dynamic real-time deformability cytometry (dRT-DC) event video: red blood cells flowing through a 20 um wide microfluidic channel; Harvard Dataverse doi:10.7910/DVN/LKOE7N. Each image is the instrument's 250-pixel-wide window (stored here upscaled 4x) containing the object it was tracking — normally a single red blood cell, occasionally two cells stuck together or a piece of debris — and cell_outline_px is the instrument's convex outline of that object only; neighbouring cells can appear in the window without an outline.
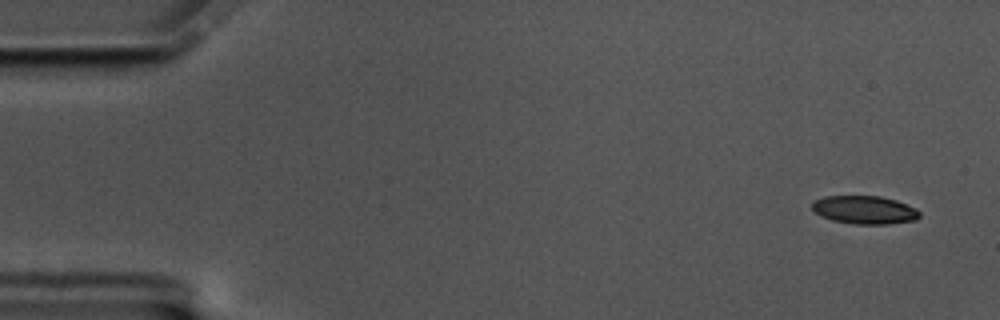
{"species": "common noctule bat (a hibernating species)", "species_latin": "Nyctalus noctula", "temperature_condition": "cold", "stored_images_in_passage": 58, "camera_frame_rate_fps": 3000, "um_per_image_px": 0.085, "animal": {"sex": "male", "body_mass_g": 17.5, "forearm_length_mm": 52.3}, "frame": {"image": 1, "passage_image": 1, "time_ms": 0.0, "image_size_px": [1000, 320], "cell_outline_px": [[920, 216], [916, 220], [888, 224], [856, 224], [832, 220], [820, 216], [812, 208], [812, 204], [816, 200], [824, 196], [880, 196], [896, 200], [916, 208], [920, 212]], "centroid_in_image_um": [73.51, 17.84], "position_along_channel_um": 11.5, "area_um2": 17.63}}
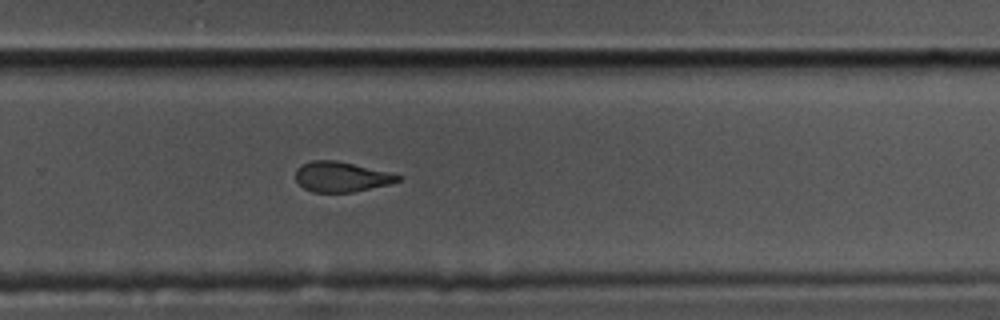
{"frame": {"image": 2, "passage_image": 38, "time_ms": 12.333, "image_size_px": [1000, 320], "cell_outline_px": [[404, 176], [400, 180], [388, 184], [352, 192], [312, 192], [304, 188], [296, 180], [296, 168], [312, 160], [336, 160], [388, 172]], "centroid_in_image_um": [29.0, 15.03], "position_along_channel_um": 300.8, "area_um2": 17.74}}
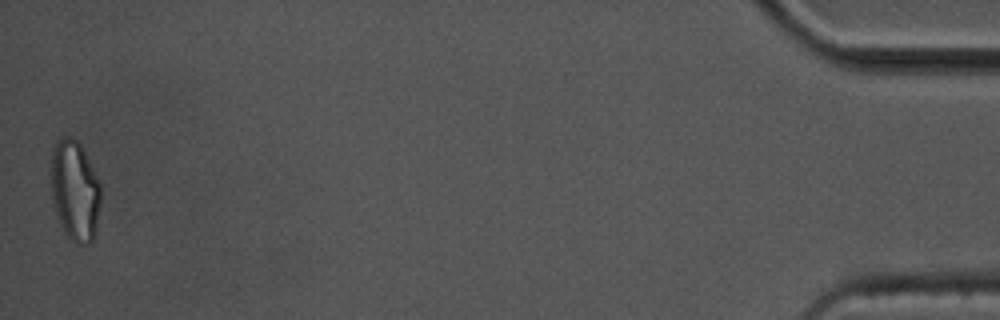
{"frame": {"image": 3, "passage_image": 58, "time_ms": 19.0, "image_size_px": [1000, 320], "cell_outline_px": [[100, 200], [96, 232], [92, 240], [88, 244], [80, 244], [72, 240], [68, 236], [60, 224], [52, 200], [52, 148], [56, 140], [64, 136], [68, 136], [76, 140], [80, 144], [100, 184]], "centroid_in_image_um": [6.36, 16.2], "position_along_channel_um": 428.8, "area_um2": 28.73}, "authors_computed_cell_mechanics": {"area_um2": 19.3341, "velocity_mm_per_s": 3.3266, "shape_relaxation_time_tau1_ms": 4.6662, "shape_relaxation_time_tau2_ms": 2.597, "deformation_change_tau1": 0.1588, "deformation_change_tau2": 0.0942}}